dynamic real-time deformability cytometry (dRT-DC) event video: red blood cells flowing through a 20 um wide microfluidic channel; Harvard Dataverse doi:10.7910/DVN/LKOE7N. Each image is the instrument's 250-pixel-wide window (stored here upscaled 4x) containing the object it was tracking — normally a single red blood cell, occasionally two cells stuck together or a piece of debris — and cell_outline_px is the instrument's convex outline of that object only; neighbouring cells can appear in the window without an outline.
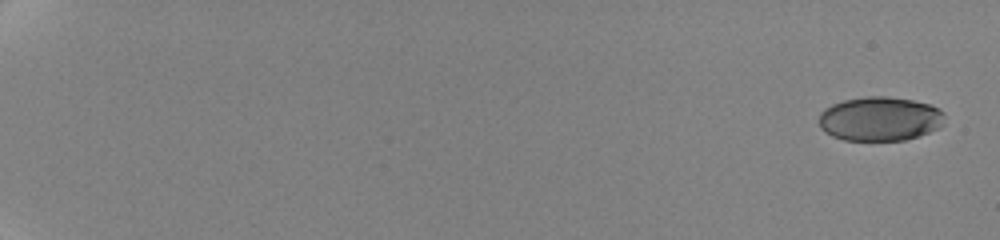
{"species": "human", "species_latin": "Homo sapiens", "temperature_condition": "cold", "stored_images_in_passage": 14, "camera_frame_rate_fps": 3000, "um_per_image_px": 0.085, "donor": {"sex": "female"}, "frame": {"image": 1, "passage_image": 1, "time_ms": 0.0, "image_size_px": [1000, 240], "cell_outline_px": [[944, 116], [940, 128], [904, 140], [844, 140], [832, 136], [824, 132], [820, 128], [820, 112], [824, 108], [832, 104], [844, 100], [868, 96], [884, 96], [912, 100], [928, 104], [940, 108], [944, 112]], "centroid_in_image_um": [74.77, 10.1], "position_along_channel_um": 10.2, "area_um2": 32.31}}
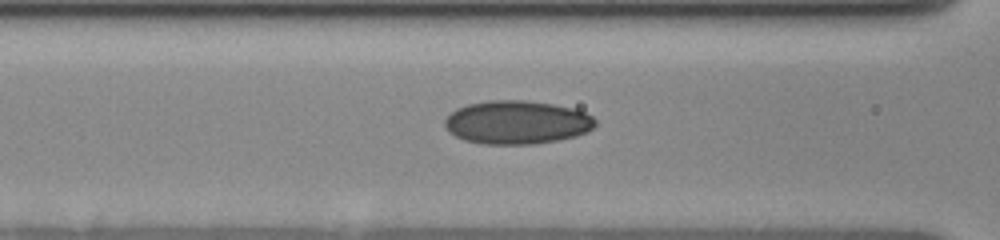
{"frame": {"image": 2, "passage_image": 11, "time_ms": 9.333, "image_size_px": [1000, 240], "cell_outline_px": [[596, 124], [588, 132], [576, 136], [536, 144], [480, 144], [464, 140], [448, 132], [444, 128], [444, 120], [456, 108], [468, 104], [488, 100], [524, 100], [552, 104], [572, 108], [584, 112], [592, 116], [596, 120]], "centroid_in_image_um": [43.91, 10.4], "position_along_channel_um": 122.7, "area_um2": 38.32}}
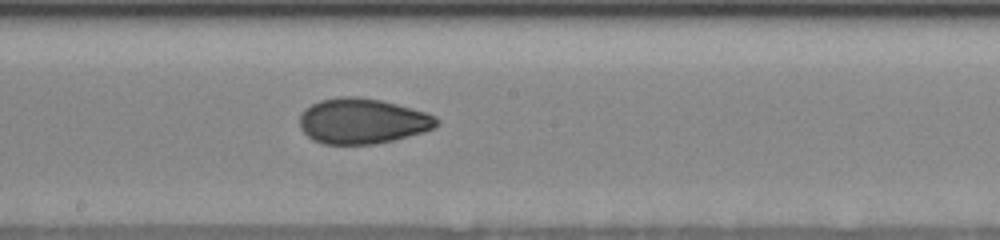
{"frame": {"image": 3, "passage_image": 14, "time_ms": 12.0, "image_size_px": [1000, 240], "cell_outline_px": [[440, 120], [436, 128], [424, 132], [392, 140], [372, 144], [324, 144], [312, 140], [300, 128], [300, 112], [304, 108], [320, 100], [340, 96], [360, 96], [380, 100], [412, 108], [436, 116]], "centroid_in_image_um": [30.79, 10.28], "position_along_channel_um": 217.4, "area_um2": 36.41}}